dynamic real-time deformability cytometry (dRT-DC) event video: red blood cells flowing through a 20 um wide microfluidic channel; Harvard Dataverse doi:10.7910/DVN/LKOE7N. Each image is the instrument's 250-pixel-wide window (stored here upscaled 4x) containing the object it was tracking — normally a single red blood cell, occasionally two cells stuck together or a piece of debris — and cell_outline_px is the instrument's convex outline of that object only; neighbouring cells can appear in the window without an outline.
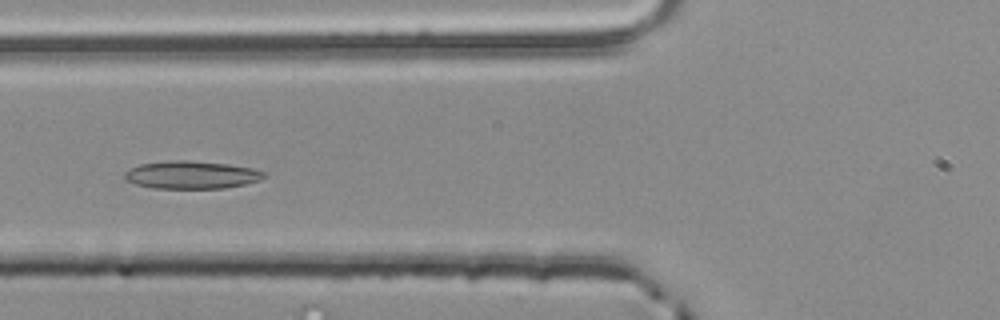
{"species": "common noctule bat (a hibernating species)", "species_latin": "Nyctalus noctula", "temperature_condition": "room temperature", "stored_images_in_passage": 32, "camera_frame_rate_fps": 3000, "um_per_image_px": 0.085, "animal": {"sex": "male", "body_mass_g": 20.4}, "frame": {"image": 1, "passage_image": 7, "time_ms": 2.0, "image_size_px": [1000, 320], "cell_outline_px": [[268, 176], [260, 180], [244, 184], [224, 188], [152, 188], [136, 184], [124, 180], [124, 172], [140, 164], [168, 160], [188, 160], [228, 164], [252, 168], [264, 172]], "centroid_in_image_um": [16.27, 14.86], "position_along_channel_um": 109.5, "area_um2": 22.6}}
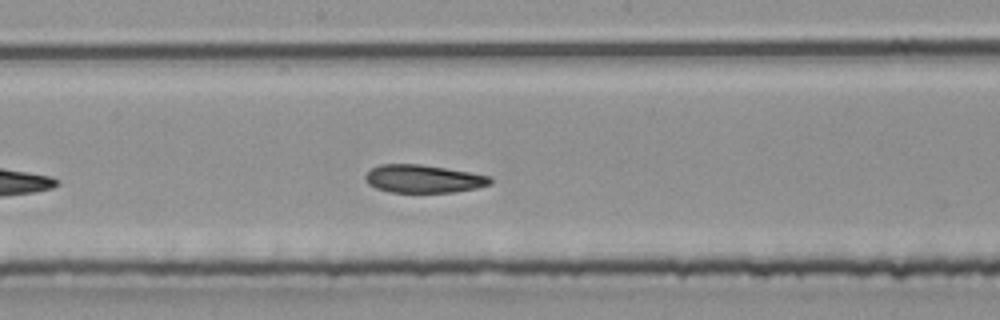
{"frame": {"image": 2, "passage_image": 15, "time_ms": 4.667, "image_size_px": [1000, 320], "cell_outline_px": [[492, 184], [476, 188], [452, 192], [388, 192], [376, 188], [368, 184], [364, 180], [364, 176], [372, 168], [380, 164], [420, 164], [492, 176]], "centroid_in_image_um": [35.97, 15.2], "position_along_channel_um": 212.2, "area_um2": 20.35}}
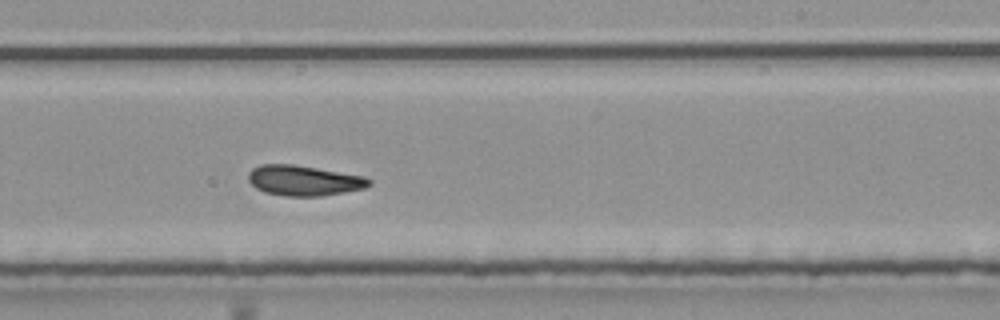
{"frame": {"image": 3, "passage_image": 19, "time_ms": 6.0, "image_size_px": [1000, 320], "cell_outline_px": [[372, 184], [364, 188], [344, 192], [320, 196], [284, 196], [264, 192], [256, 188], [248, 180], [248, 172], [252, 168], [260, 164], [292, 164], [364, 176], [372, 180]], "centroid_in_image_um": [25.81, 15.34], "position_along_channel_um": 263.2, "area_um2": 21.33}, "authors_computed_cell_mechanics": {"area_um2": 20.6346, "velocity_mm_per_s": 3.8441, "shape_relaxation_time_tau1_ms": null, "shape_relaxation_time_tau2_ms": 10.3736, "deformation_change_tau1": null, "deformation_change_tau2": 0.2258}}